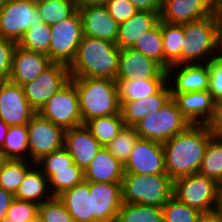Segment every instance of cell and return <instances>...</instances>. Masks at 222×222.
Wrapping results in <instances>:
<instances>
[{"instance_id":"obj_59","label":"cell","mask_w":222,"mask_h":222,"mask_svg":"<svg viewBox=\"0 0 222 222\" xmlns=\"http://www.w3.org/2000/svg\"><path fill=\"white\" fill-rule=\"evenodd\" d=\"M10 0H0V7L4 6Z\"/></svg>"},{"instance_id":"obj_30","label":"cell","mask_w":222,"mask_h":222,"mask_svg":"<svg viewBox=\"0 0 222 222\" xmlns=\"http://www.w3.org/2000/svg\"><path fill=\"white\" fill-rule=\"evenodd\" d=\"M85 126L102 147H107L124 128L125 124L121 114H116L93 118L87 121Z\"/></svg>"},{"instance_id":"obj_32","label":"cell","mask_w":222,"mask_h":222,"mask_svg":"<svg viewBox=\"0 0 222 222\" xmlns=\"http://www.w3.org/2000/svg\"><path fill=\"white\" fill-rule=\"evenodd\" d=\"M0 150L6 159L29 160L27 125L10 126Z\"/></svg>"},{"instance_id":"obj_51","label":"cell","mask_w":222,"mask_h":222,"mask_svg":"<svg viewBox=\"0 0 222 222\" xmlns=\"http://www.w3.org/2000/svg\"><path fill=\"white\" fill-rule=\"evenodd\" d=\"M198 222H222V219L218 217L214 212L203 213Z\"/></svg>"},{"instance_id":"obj_2","label":"cell","mask_w":222,"mask_h":222,"mask_svg":"<svg viewBox=\"0 0 222 222\" xmlns=\"http://www.w3.org/2000/svg\"><path fill=\"white\" fill-rule=\"evenodd\" d=\"M120 50L116 43L83 36L68 66L70 77L116 80Z\"/></svg>"},{"instance_id":"obj_29","label":"cell","mask_w":222,"mask_h":222,"mask_svg":"<svg viewBox=\"0 0 222 222\" xmlns=\"http://www.w3.org/2000/svg\"><path fill=\"white\" fill-rule=\"evenodd\" d=\"M165 70L172 65L181 64V45L183 44V24H170L161 21Z\"/></svg>"},{"instance_id":"obj_3","label":"cell","mask_w":222,"mask_h":222,"mask_svg":"<svg viewBox=\"0 0 222 222\" xmlns=\"http://www.w3.org/2000/svg\"><path fill=\"white\" fill-rule=\"evenodd\" d=\"M79 97L82 123L120 113L117 82L108 78L71 77Z\"/></svg>"},{"instance_id":"obj_53","label":"cell","mask_w":222,"mask_h":222,"mask_svg":"<svg viewBox=\"0 0 222 222\" xmlns=\"http://www.w3.org/2000/svg\"><path fill=\"white\" fill-rule=\"evenodd\" d=\"M9 127H10L9 125H7L5 122H3L0 119V148L2 147L5 141V137L7 135Z\"/></svg>"},{"instance_id":"obj_16","label":"cell","mask_w":222,"mask_h":222,"mask_svg":"<svg viewBox=\"0 0 222 222\" xmlns=\"http://www.w3.org/2000/svg\"><path fill=\"white\" fill-rule=\"evenodd\" d=\"M167 78L171 94L208 90V63L172 65L167 69Z\"/></svg>"},{"instance_id":"obj_15","label":"cell","mask_w":222,"mask_h":222,"mask_svg":"<svg viewBox=\"0 0 222 222\" xmlns=\"http://www.w3.org/2000/svg\"><path fill=\"white\" fill-rule=\"evenodd\" d=\"M168 79L165 70L155 60L132 48L120 50L116 80Z\"/></svg>"},{"instance_id":"obj_45","label":"cell","mask_w":222,"mask_h":222,"mask_svg":"<svg viewBox=\"0 0 222 222\" xmlns=\"http://www.w3.org/2000/svg\"><path fill=\"white\" fill-rule=\"evenodd\" d=\"M105 6L118 24L129 20L138 12L129 0H110Z\"/></svg>"},{"instance_id":"obj_27","label":"cell","mask_w":222,"mask_h":222,"mask_svg":"<svg viewBox=\"0 0 222 222\" xmlns=\"http://www.w3.org/2000/svg\"><path fill=\"white\" fill-rule=\"evenodd\" d=\"M36 164L25 175L22 183L16 191L14 198L31 201L41 205L53 196L49 191L48 179Z\"/></svg>"},{"instance_id":"obj_19","label":"cell","mask_w":222,"mask_h":222,"mask_svg":"<svg viewBox=\"0 0 222 222\" xmlns=\"http://www.w3.org/2000/svg\"><path fill=\"white\" fill-rule=\"evenodd\" d=\"M83 35L116 43L118 23L111 17L105 5L78 7Z\"/></svg>"},{"instance_id":"obj_4","label":"cell","mask_w":222,"mask_h":222,"mask_svg":"<svg viewBox=\"0 0 222 222\" xmlns=\"http://www.w3.org/2000/svg\"><path fill=\"white\" fill-rule=\"evenodd\" d=\"M183 32L181 64L208 63L213 56L222 51V37L216 11L203 19L183 23Z\"/></svg>"},{"instance_id":"obj_52","label":"cell","mask_w":222,"mask_h":222,"mask_svg":"<svg viewBox=\"0 0 222 222\" xmlns=\"http://www.w3.org/2000/svg\"><path fill=\"white\" fill-rule=\"evenodd\" d=\"M110 0H76L77 6L106 5Z\"/></svg>"},{"instance_id":"obj_21","label":"cell","mask_w":222,"mask_h":222,"mask_svg":"<svg viewBox=\"0 0 222 222\" xmlns=\"http://www.w3.org/2000/svg\"><path fill=\"white\" fill-rule=\"evenodd\" d=\"M64 148L72 156L74 163L85 171L102 146L85 124H82L65 129Z\"/></svg>"},{"instance_id":"obj_42","label":"cell","mask_w":222,"mask_h":222,"mask_svg":"<svg viewBox=\"0 0 222 222\" xmlns=\"http://www.w3.org/2000/svg\"><path fill=\"white\" fill-rule=\"evenodd\" d=\"M38 213L44 222H74L73 217L57 197H52L39 205Z\"/></svg>"},{"instance_id":"obj_39","label":"cell","mask_w":222,"mask_h":222,"mask_svg":"<svg viewBox=\"0 0 222 222\" xmlns=\"http://www.w3.org/2000/svg\"><path fill=\"white\" fill-rule=\"evenodd\" d=\"M163 222H198L201 212L172 196L162 207Z\"/></svg>"},{"instance_id":"obj_38","label":"cell","mask_w":222,"mask_h":222,"mask_svg":"<svg viewBox=\"0 0 222 222\" xmlns=\"http://www.w3.org/2000/svg\"><path fill=\"white\" fill-rule=\"evenodd\" d=\"M139 138L135 127L124 126L106 148L114 158L124 165Z\"/></svg>"},{"instance_id":"obj_11","label":"cell","mask_w":222,"mask_h":222,"mask_svg":"<svg viewBox=\"0 0 222 222\" xmlns=\"http://www.w3.org/2000/svg\"><path fill=\"white\" fill-rule=\"evenodd\" d=\"M68 66L51 63L36 79L22 85L30 106L38 113L45 103L69 81Z\"/></svg>"},{"instance_id":"obj_43","label":"cell","mask_w":222,"mask_h":222,"mask_svg":"<svg viewBox=\"0 0 222 222\" xmlns=\"http://www.w3.org/2000/svg\"><path fill=\"white\" fill-rule=\"evenodd\" d=\"M39 205L31 202L14 198L6 212V216L14 222H27L38 214Z\"/></svg>"},{"instance_id":"obj_5","label":"cell","mask_w":222,"mask_h":222,"mask_svg":"<svg viewBox=\"0 0 222 222\" xmlns=\"http://www.w3.org/2000/svg\"><path fill=\"white\" fill-rule=\"evenodd\" d=\"M174 180L167 174L124 173L122 203L162 208L173 196Z\"/></svg>"},{"instance_id":"obj_8","label":"cell","mask_w":222,"mask_h":222,"mask_svg":"<svg viewBox=\"0 0 222 222\" xmlns=\"http://www.w3.org/2000/svg\"><path fill=\"white\" fill-rule=\"evenodd\" d=\"M218 183L199 173L174 180L173 196L199 212H213Z\"/></svg>"},{"instance_id":"obj_12","label":"cell","mask_w":222,"mask_h":222,"mask_svg":"<svg viewBox=\"0 0 222 222\" xmlns=\"http://www.w3.org/2000/svg\"><path fill=\"white\" fill-rule=\"evenodd\" d=\"M38 113L64 129L82 125L75 84L70 80L45 103Z\"/></svg>"},{"instance_id":"obj_40","label":"cell","mask_w":222,"mask_h":222,"mask_svg":"<svg viewBox=\"0 0 222 222\" xmlns=\"http://www.w3.org/2000/svg\"><path fill=\"white\" fill-rule=\"evenodd\" d=\"M36 166L42 170L48 180L53 176V170L81 169L74 163L72 156L64 147L44 156L36 163Z\"/></svg>"},{"instance_id":"obj_20","label":"cell","mask_w":222,"mask_h":222,"mask_svg":"<svg viewBox=\"0 0 222 222\" xmlns=\"http://www.w3.org/2000/svg\"><path fill=\"white\" fill-rule=\"evenodd\" d=\"M172 99L190 125H207L213 116L215 100L208 90L172 94Z\"/></svg>"},{"instance_id":"obj_7","label":"cell","mask_w":222,"mask_h":222,"mask_svg":"<svg viewBox=\"0 0 222 222\" xmlns=\"http://www.w3.org/2000/svg\"><path fill=\"white\" fill-rule=\"evenodd\" d=\"M51 33V41L47 53L50 61L69 66L84 36L79 10L71 17L51 25Z\"/></svg>"},{"instance_id":"obj_25","label":"cell","mask_w":222,"mask_h":222,"mask_svg":"<svg viewBox=\"0 0 222 222\" xmlns=\"http://www.w3.org/2000/svg\"><path fill=\"white\" fill-rule=\"evenodd\" d=\"M124 165L102 147L84 171V180L99 183H121Z\"/></svg>"},{"instance_id":"obj_54","label":"cell","mask_w":222,"mask_h":222,"mask_svg":"<svg viewBox=\"0 0 222 222\" xmlns=\"http://www.w3.org/2000/svg\"><path fill=\"white\" fill-rule=\"evenodd\" d=\"M215 11H216V14L218 16L220 33H221V37H222V0H217L216 1Z\"/></svg>"},{"instance_id":"obj_50","label":"cell","mask_w":222,"mask_h":222,"mask_svg":"<svg viewBox=\"0 0 222 222\" xmlns=\"http://www.w3.org/2000/svg\"><path fill=\"white\" fill-rule=\"evenodd\" d=\"M213 212L222 219V182L217 185V194Z\"/></svg>"},{"instance_id":"obj_28","label":"cell","mask_w":222,"mask_h":222,"mask_svg":"<svg viewBox=\"0 0 222 222\" xmlns=\"http://www.w3.org/2000/svg\"><path fill=\"white\" fill-rule=\"evenodd\" d=\"M119 101L144 99L157 93L166 83L167 79H130L116 80Z\"/></svg>"},{"instance_id":"obj_14","label":"cell","mask_w":222,"mask_h":222,"mask_svg":"<svg viewBox=\"0 0 222 222\" xmlns=\"http://www.w3.org/2000/svg\"><path fill=\"white\" fill-rule=\"evenodd\" d=\"M124 172L146 175L166 173L163 144L139 138L124 164Z\"/></svg>"},{"instance_id":"obj_48","label":"cell","mask_w":222,"mask_h":222,"mask_svg":"<svg viewBox=\"0 0 222 222\" xmlns=\"http://www.w3.org/2000/svg\"><path fill=\"white\" fill-rule=\"evenodd\" d=\"M138 11L161 12L162 0H129Z\"/></svg>"},{"instance_id":"obj_57","label":"cell","mask_w":222,"mask_h":222,"mask_svg":"<svg viewBox=\"0 0 222 222\" xmlns=\"http://www.w3.org/2000/svg\"><path fill=\"white\" fill-rule=\"evenodd\" d=\"M0 222H14L9 217L5 216Z\"/></svg>"},{"instance_id":"obj_37","label":"cell","mask_w":222,"mask_h":222,"mask_svg":"<svg viewBox=\"0 0 222 222\" xmlns=\"http://www.w3.org/2000/svg\"><path fill=\"white\" fill-rule=\"evenodd\" d=\"M116 222H163L162 208L122 203Z\"/></svg>"},{"instance_id":"obj_44","label":"cell","mask_w":222,"mask_h":222,"mask_svg":"<svg viewBox=\"0 0 222 222\" xmlns=\"http://www.w3.org/2000/svg\"><path fill=\"white\" fill-rule=\"evenodd\" d=\"M210 83L208 91L215 101L222 99V51L208 62Z\"/></svg>"},{"instance_id":"obj_22","label":"cell","mask_w":222,"mask_h":222,"mask_svg":"<svg viewBox=\"0 0 222 222\" xmlns=\"http://www.w3.org/2000/svg\"><path fill=\"white\" fill-rule=\"evenodd\" d=\"M51 63L47 54L16 45L9 80L22 86L36 79Z\"/></svg>"},{"instance_id":"obj_49","label":"cell","mask_w":222,"mask_h":222,"mask_svg":"<svg viewBox=\"0 0 222 222\" xmlns=\"http://www.w3.org/2000/svg\"><path fill=\"white\" fill-rule=\"evenodd\" d=\"M14 195L0 187V221L6 216Z\"/></svg>"},{"instance_id":"obj_24","label":"cell","mask_w":222,"mask_h":222,"mask_svg":"<svg viewBox=\"0 0 222 222\" xmlns=\"http://www.w3.org/2000/svg\"><path fill=\"white\" fill-rule=\"evenodd\" d=\"M160 20V12L138 11L129 20L118 24L116 45L120 49L132 48L137 40L153 29Z\"/></svg>"},{"instance_id":"obj_55","label":"cell","mask_w":222,"mask_h":222,"mask_svg":"<svg viewBox=\"0 0 222 222\" xmlns=\"http://www.w3.org/2000/svg\"><path fill=\"white\" fill-rule=\"evenodd\" d=\"M27 222H44V220L41 218V216L38 213L33 218L28 220Z\"/></svg>"},{"instance_id":"obj_18","label":"cell","mask_w":222,"mask_h":222,"mask_svg":"<svg viewBox=\"0 0 222 222\" xmlns=\"http://www.w3.org/2000/svg\"><path fill=\"white\" fill-rule=\"evenodd\" d=\"M92 215L97 222H116L122 205L121 183L89 182Z\"/></svg>"},{"instance_id":"obj_35","label":"cell","mask_w":222,"mask_h":222,"mask_svg":"<svg viewBox=\"0 0 222 222\" xmlns=\"http://www.w3.org/2000/svg\"><path fill=\"white\" fill-rule=\"evenodd\" d=\"M132 49L141 52L146 57L155 60L165 69L161 20H159V23L153 29L148 31L146 35L137 40Z\"/></svg>"},{"instance_id":"obj_56","label":"cell","mask_w":222,"mask_h":222,"mask_svg":"<svg viewBox=\"0 0 222 222\" xmlns=\"http://www.w3.org/2000/svg\"><path fill=\"white\" fill-rule=\"evenodd\" d=\"M5 160H6V158L4 157L3 153L0 150V169H1L2 164L4 163Z\"/></svg>"},{"instance_id":"obj_34","label":"cell","mask_w":222,"mask_h":222,"mask_svg":"<svg viewBox=\"0 0 222 222\" xmlns=\"http://www.w3.org/2000/svg\"><path fill=\"white\" fill-rule=\"evenodd\" d=\"M198 173L222 182V140L213 137L209 140Z\"/></svg>"},{"instance_id":"obj_46","label":"cell","mask_w":222,"mask_h":222,"mask_svg":"<svg viewBox=\"0 0 222 222\" xmlns=\"http://www.w3.org/2000/svg\"><path fill=\"white\" fill-rule=\"evenodd\" d=\"M16 45L17 43L0 37V82L9 80Z\"/></svg>"},{"instance_id":"obj_31","label":"cell","mask_w":222,"mask_h":222,"mask_svg":"<svg viewBox=\"0 0 222 222\" xmlns=\"http://www.w3.org/2000/svg\"><path fill=\"white\" fill-rule=\"evenodd\" d=\"M34 165L30 160L6 159L0 169V187L15 195L25 175Z\"/></svg>"},{"instance_id":"obj_9","label":"cell","mask_w":222,"mask_h":222,"mask_svg":"<svg viewBox=\"0 0 222 222\" xmlns=\"http://www.w3.org/2000/svg\"><path fill=\"white\" fill-rule=\"evenodd\" d=\"M43 23L35 3L28 0H10L0 7V37L15 43L31 26Z\"/></svg>"},{"instance_id":"obj_41","label":"cell","mask_w":222,"mask_h":222,"mask_svg":"<svg viewBox=\"0 0 222 222\" xmlns=\"http://www.w3.org/2000/svg\"><path fill=\"white\" fill-rule=\"evenodd\" d=\"M84 181L82 169L53 170V176L48 180L49 191L53 197H57L63 191L68 190Z\"/></svg>"},{"instance_id":"obj_36","label":"cell","mask_w":222,"mask_h":222,"mask_svg":"<svg viewBox=\"0 0 222 222\" xmlns=\"http://www.w3.org/2000/svg\"><path fill=\"white\" fill-rule=\"evenodd\" d=\"M51 26L37 23L23 34L17 45L31 51L47 54L51 41Z\"/></svg>"},{"instance_id":"obj_23","label":"cell","mask_w":222,"mask_h":222,"mask_svg":"<svg viewBox=\"0 0 222 222\" xmlns=\"http://www.w3.org/2000/svg\"><path fill=\"white\" fill-rule=\"evenodd\" d=\"M172 98L168 82L155 94L144 99L120 101L125 126H136L148 114L156 112Z\"/></svg>"},{"instance_id":"obj_13","label":"cell","mask_w":222,"mask_h":222,"mask_svg":"<svg viewBox=\"0 0 222 222\" xmlns=\"http://www.w3.org/2000/svg\"><path fill=\"white\" fill-rule=\"evenodd\" d=\"M36 114L23 87L10 80L0 82V119L9 126L27 125Z\"/></svg>"},{"instance_id":"obj_47","label":"cell","mask_w":222,"mask_h":222,"mask_svg":"<svg viewBox=\"0 0 222 222\" xmlns=\"http://www.w3.org/2000/svg\"><path fill=\"white\" fill-rule=\"evenodd\" d=\"M207 126L213 138L222 140V99L215 101L214 113Z\"/></svg>"},{"instance_id":"obj_33","label":"cell","mask_w":222,"mask_h":222,"mask_svg":"<svg viewBox=\"0 0 222 222\" xmlns=\"http://www.w3.org/2000/svg\"><path fill=\"white\" fill-rule=\"evenodd\" d=\"M36 6L43 22L50 26L71 17L78 10L76 0H46Z\"/></svg>"},{"instance_id":"obj_1","label":"cell","mask_w":222,"mask_h":222,"mask_svg":"<svg viewBox=\"0 0 222 222\" xmlns=\"http://www.w3.org/2000/svg\"><path fill=\"white\" fill-rule=\"evenodd\" d=\"M211 138L207 125H189L163 142L166 173L173 180L198 173Z\"/></svg>"},{"instance_id":"obj_26","label":"cell","mask_w":222,"mask_h":222,"mask_svg":"<svg viewBox=\"0 0 222 222\" xmlns=\"http://www.w3.org/2000/svg\"><path fill=\"white\" fill-rule=\"evenodd\" d=\"M57 198L63 203L74 222H97L92 215V195L89 181H83L63 191Z\"/></svg>"},{"instance_id":"obj_17","label":"cell","mask_w":222,"mask_h":222,"mask_svg":"<svg viewBox=\"0 0 222 222\" xmlns=\"http://www.w3.org/2000/svg\"><path fill=\"white\" fill-rule=\"evenodd\" d=\"M215 8V0H162L160 20L183 24L211 16Z\"/></svg>"},{"instance_id":"obj_58","label":"cell","mask_w":222,"mask_h":222,"mask_svg":"<svg viewBox=\"0 0 222 222\" xmlns=\"http://www.w3.org/2000/svg\"><path fill=\"white\" fill-rule=\"evenodd\" d=\"M28 1L33 2V3H35V4H38V3L44 2V1H46V0H28Z\"/></svg>"},{"instance_id":"obj_10","label":"cell","mask_w":222,"mask_h":222,"mask_svg":"<svg viewBox=\"0 0 222 222\" xmlns=\"http://www.w3.org/2000/svg\"><path fill=\"white\" fill-rule=\"evenodd\" d=\"M29 160L37 163L47 154L64 147L65 129L36 113L27 124Z\"/></svg>"},{"instance_id":"obj_6","label":"cell","mask_w":222,"mask_h":222,"mask_svg":"<svg viewBox=\"0 0 222 222\" xmlns=\"http://www.w3.org/2000/svg\"><path fill=\"white\" fill-rule=\"evenodd\" d=\"M189 125L171 98L166 105L148 114L134 127L140 138L163 143L184 131Z\"/></svg>"}]
</instances>
